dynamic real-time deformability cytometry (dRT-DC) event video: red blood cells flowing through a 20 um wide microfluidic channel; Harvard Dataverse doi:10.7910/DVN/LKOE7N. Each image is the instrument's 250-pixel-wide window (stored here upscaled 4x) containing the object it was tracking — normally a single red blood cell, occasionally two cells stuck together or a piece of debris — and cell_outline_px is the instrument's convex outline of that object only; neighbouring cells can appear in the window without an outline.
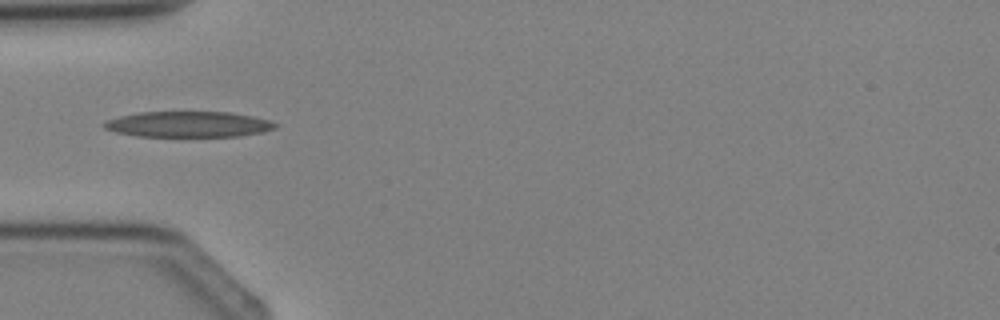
{"species": "Egyptian fruit bat (a non-hibernating species)", "species_latin": "Rousettus aegyptiacus", "temperature_condition": "cold", "stored_images_in_passage": 1, "camera_frame_rate_fps": 3000, "um_per_image_px": 0.085, "animal": {"sex": "female"}, "frame": {"image": 1, "passage_image": 1, "time_ms": 0.0, "image_size_px": [1000, 320], "cell_outline_px": [[280, 124], [276, 128], [260, 132], [240, 136], [136, 136], [116, 132], [104, 128], [100, 124], [104, 120], [120, 116], [140, 112], [228, 112], [252, 116], [268, 120]], "centroid_in_image_um": [15.97, 10.56], "position_along_channel_um": 69.0, "area_um2": 25.66}}